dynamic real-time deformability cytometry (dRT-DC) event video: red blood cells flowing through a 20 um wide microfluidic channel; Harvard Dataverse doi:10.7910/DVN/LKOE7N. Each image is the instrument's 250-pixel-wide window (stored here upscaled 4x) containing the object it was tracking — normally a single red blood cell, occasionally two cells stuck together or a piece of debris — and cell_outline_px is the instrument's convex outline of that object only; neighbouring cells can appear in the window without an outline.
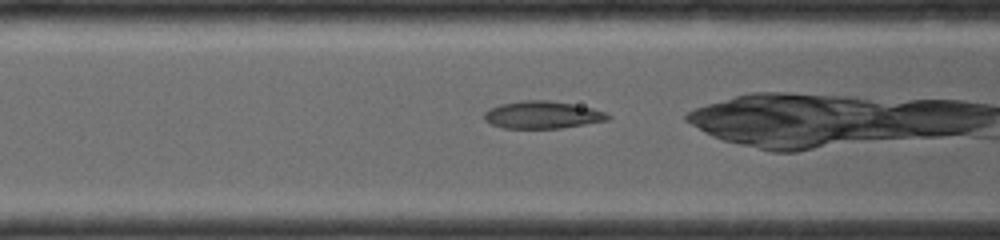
{"species": "common noctule bat (a hibernating species)", "species_latin": "Nyctalus noctula", "temperature_condition": "room temperature", "stored_images_in_passage": 8, "camera_frame_rate_fps": 4000, "um_per_image_px": 0.085, "animal": {"sex": "female", "body_mass_g": 19.0, "forearm_length_mm": 56.7}, "frame": {"image": 1, "passage_image": 4, "time_ms": 1.0, "image_size_px": [1000, 240], "cell_outline_px": [[612, 116], [608, 120], [560, 128], [504, 128], [492, 124], [484, 120], [484, 112], [488, 108], [500, 104], [520, 100], [548, 100], [572, 104], [592, 108], [604, 112]], "centroid_in_image_um": [46.07, 9.75], "position_along_channel_um": 120.5, "area_um2": 19.71}}
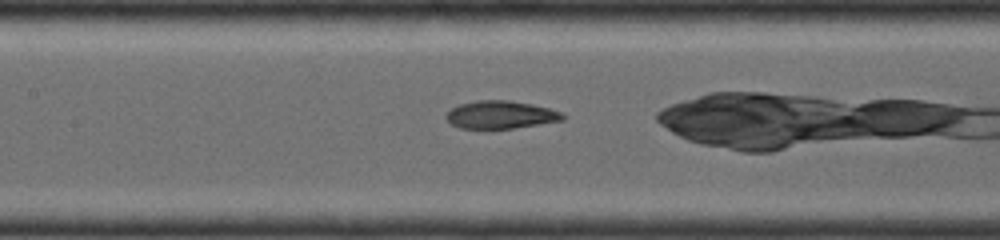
{"frame": {"image": 2, "passage_image": 7, "time_ms": 2.0, "image_size_px": [1000, 240], "cell_outline_px": [[564, 120], [512, 128], [460, 128], [452, 124], [444, 116], [452, 108], [460, 104], [476, 100], [508, 100], [532, 104], [548, 108], [560, 112], [564, 116]], "centroid_in_image_um": [42.53, 9.74], "position_along_channel_um": 164.9, "area_um2": 18.61}}